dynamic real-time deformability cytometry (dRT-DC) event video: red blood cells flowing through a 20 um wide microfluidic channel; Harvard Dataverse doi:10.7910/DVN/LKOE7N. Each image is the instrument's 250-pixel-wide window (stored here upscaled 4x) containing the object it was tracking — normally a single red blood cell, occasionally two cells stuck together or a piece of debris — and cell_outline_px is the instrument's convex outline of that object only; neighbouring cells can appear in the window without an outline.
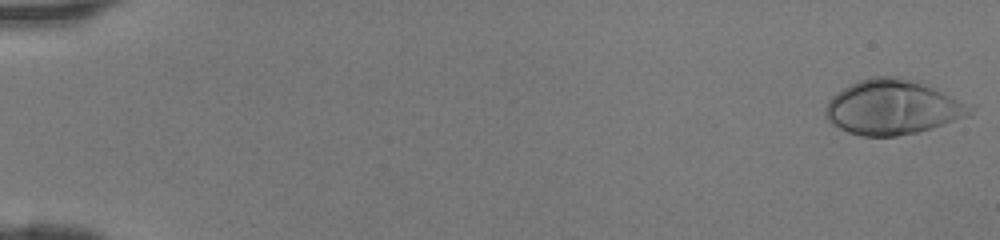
{"species": "human", "species_latin": "Homo sapiens", "temperature_condition": "room temperature", "stored_images_in_passage": 46, "camera_frame_rate_fps": 3000, "um_per_image_px": 0.085, "donor": {"sex": "female"}, "frame": {"image": 1, "passage_image": 1, "time_ms": 0.0, "image_size_px": [1000, 240], "cell_outline_px": [[976, 104], [972, 112], [968, 116], [932, 128], [916, 132], [896, 136], [860, 136], [848, 132], [832, 124], [824, 116], [824, 108], [828, 100], [836, 92], [860, 80], [876, 76], [900, 76], [916, 80]], "centroid_in_image_um": [75.92, 9.1], "position_along_channel_um": 9.1, "area_um2": 46.7}}
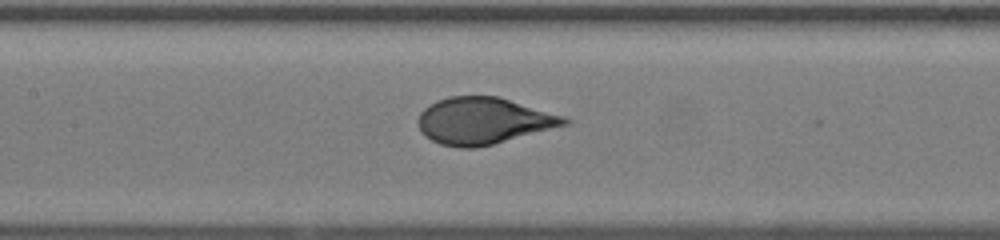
{"frame": {"image": 2, "passage_image": 23, "time_ms": 7.333, "image_size_px": [1000, 240], "cell_outline_px": [[572, 120], [568, 124], [492, 144], [472, 148], [460, 148], [440, 144], [424, 136], [420, 132], [420, 112], [424, 108], [436, 100], [448, 96], [496, 96], [564, 116]], "centroid_in_image_um": [41.06, 10.27], "position_along_channel_um": 166.3, "area_um2": 39.3}}
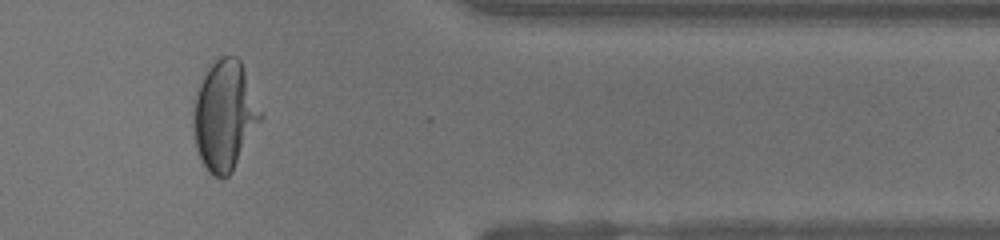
{"frame": {"image": 3, "passage_image": 39, "time_ms": 12.667, "image_size_px": [1000, 240], "cell_outline_px": [[264, 116], [232, 172], [224, 180], [212, 176], [208, 172], [196, 148], [192, 124], [192, 116], [196, 92], [208, 68], [220, 56], [236, 56], [240, 60]], "centroid_in_image_um": [19.09, 9.86], "position_along_channel_um": 392.3, "area_um2": 43.0}}